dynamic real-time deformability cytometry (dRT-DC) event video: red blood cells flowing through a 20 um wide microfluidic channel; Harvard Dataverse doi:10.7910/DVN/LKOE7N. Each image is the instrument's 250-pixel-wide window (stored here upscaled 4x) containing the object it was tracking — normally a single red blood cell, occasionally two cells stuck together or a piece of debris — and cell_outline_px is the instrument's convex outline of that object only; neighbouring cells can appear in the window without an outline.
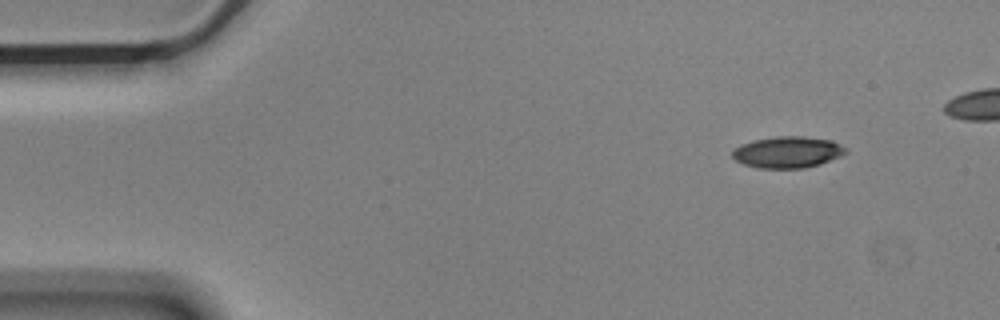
{"species": "Egyptian fruit bat (a non-hibernating species)", "species_latin": "Rousettus aegyptiacus", "temperature_condition": "cold", "stored_images_in_passage": 46, "camera_frame_rate_fps": 3000, "um_per_image_px": 0.085, "animal": {"sex": "male"}, "frame": {"image": 1, "passage_image": 1, "time_ms": 0.0, "image_size_px": [1000, 320], "cell_outline_px": [[848, 152], [840, 156], [820, 164], [804, 168], [756, 168], [744, 164], [736, 160], [732, 156], [732, 152], [740, 144], [752, 140], [776, 136], [804, 136], [832, 140], [844, 148]], "centroid_in_image_um": [66.92, 12.93], "position_along_channel_um": 18.1, "area_um2": 20.75}}
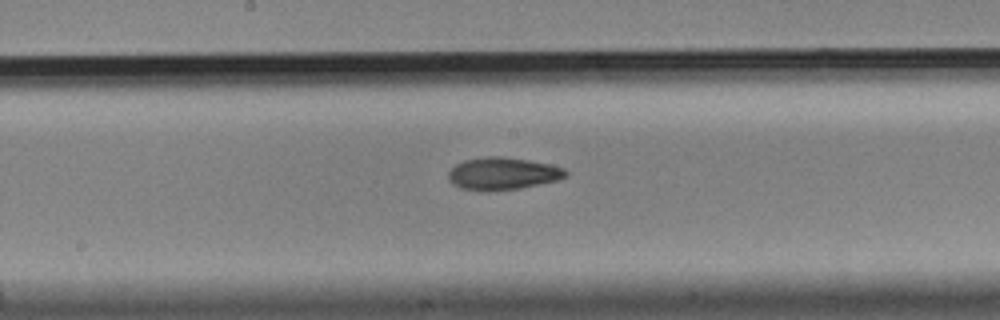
{"frame": {"image": 2, "passage_image": 24, "time_ms": 7.667, "image_size_px": [1000, 320], "cell_outline_px": [[568, 176], [556, 180], [520, 188], [488, 192], [484, 192], [460, 188], [452, 184], [448, 180], [448, 172], [456, 164], [464, 160], [484, 156], [500, 156], [528, 160], [548, 164], [564, 168], [568, 172]], "centroid_in_image_um": [42.68, 14.76], "position_along_channel_um": 205.5, "area_um2": 22.31}}
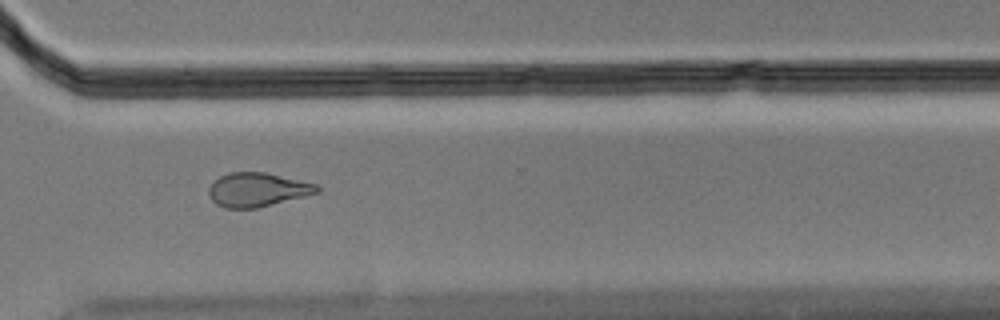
{"frame": {"image": 3, "passage_image": 36, "time_ms": 11.667, "image_size_px": [1000, 320], "cell_outline_px": [[320, 192], [256, 208], [224, 208], [216, 204], [212, 200], [208, 192], [208, 188], [220, 176], [232, 172], [264, 172], [316, 184], [320, 188]], "centroid_in_image_um": [21.86, 16.13], "position_along_channel_um": 348.7, "area_um2": 21.1}}